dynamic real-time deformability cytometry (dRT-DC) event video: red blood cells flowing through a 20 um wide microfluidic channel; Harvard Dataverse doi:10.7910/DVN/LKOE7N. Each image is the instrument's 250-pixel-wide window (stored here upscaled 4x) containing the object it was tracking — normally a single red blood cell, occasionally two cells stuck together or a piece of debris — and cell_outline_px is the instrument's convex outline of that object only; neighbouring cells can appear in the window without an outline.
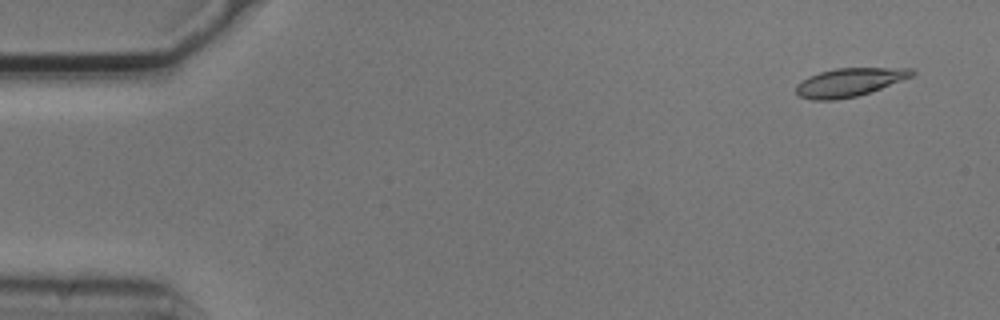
{"species": "common noctule bat (a hibernating species)", "species_latin": "Nyctalus noctula", "temperature_condition": "cold", "stored_images_in_passage": 3, "camera_frame_rate_fps": 3000, "um_per_image_px": 0.085, "animal": {"sex": "male", "body_mass_g": 20.5, "forearm_length_mm": 52.5}, "frame": {"image": 1, "passage_image": 1, "time_ms": 0.0, "image_size_px": [1000, 320], "cell_outline_px": [[916, 72], [912, 76], [880, 88], [856, 96], [836, 100], [812, 100], [800, 96], [796, 92], [796, 84], [808, 76], [820, 72], [836, 68], [912, 68]], "centroid_in_image_um": [72.16, 6.99], "position_along_channel_um": 12.8, "area_um2": 18.96}}